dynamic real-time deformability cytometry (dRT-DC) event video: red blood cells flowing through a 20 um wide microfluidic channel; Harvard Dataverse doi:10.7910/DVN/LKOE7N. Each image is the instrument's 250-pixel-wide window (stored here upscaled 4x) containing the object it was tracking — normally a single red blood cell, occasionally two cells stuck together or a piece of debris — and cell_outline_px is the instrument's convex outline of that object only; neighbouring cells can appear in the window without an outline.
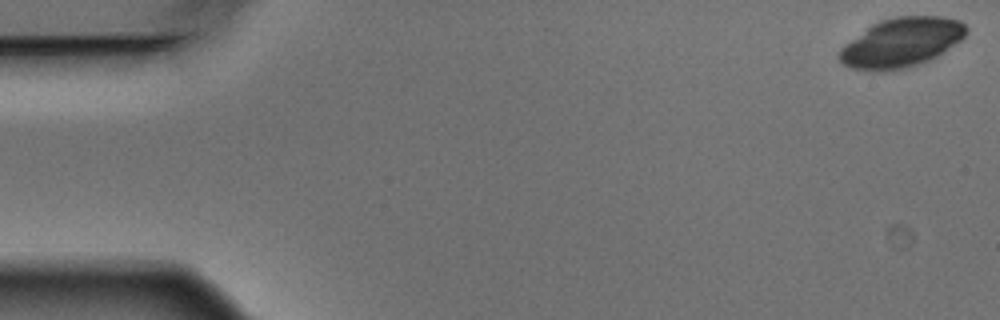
{"species": "Egyptian fruit bat (a non-hibernating species)", "species_latin": "Rousettus aegyptiacus", "temperature_condition": "warm", "stored_images_in_passage": 5, "camera_frame_rate_fps": 3000, "um_per_image_px": 0.085, "animal": {"sex": "male"}, "frame": {"image": 1, "passage_image": 1, "time_ms": 0.0, "image_size_px": [1000, 320], "cell_outline_px": [[968, 32], [960, 40], [944, 52], [928, 60], [904, 68], [888, 72], [872, 72], [852, 68], [844, 64], [836, 56], [840, 48], [844, 44], [872, 24], [880, 20], [896, 16], [944, 16], [960, 20], [968, 28]], "centroid_in_image_um": [76.6, 3.62], "position_along_channel_um": 8.4, "area_um2": 36.7}}